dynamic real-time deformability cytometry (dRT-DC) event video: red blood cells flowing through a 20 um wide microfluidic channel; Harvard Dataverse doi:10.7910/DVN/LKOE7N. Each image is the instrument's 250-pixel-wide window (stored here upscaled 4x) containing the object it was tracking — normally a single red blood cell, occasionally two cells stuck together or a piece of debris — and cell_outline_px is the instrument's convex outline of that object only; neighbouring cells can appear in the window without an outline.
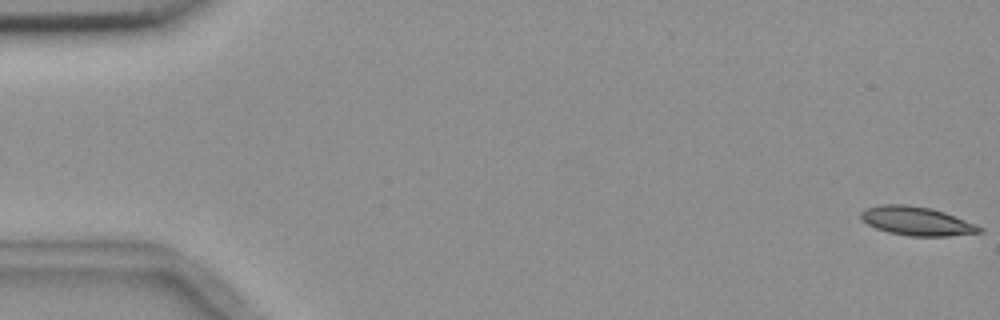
{"species": "common noctule bat (a hibernating species)", "species_latin": "Nyctalus noctula", "temperature_condition": "room temperature", "stored_images_in_passage": 3, "camera_frame_rate_fps": 3000, "um_per_image_px": 0.085, "animal": {"sex": "female", "body_mass_g": 18.4}, "frame": {"image": 1, "passage_image": 1, "time_ms": 0.0, "image_size_px": [1000, 320], "cell_outline_px": [[984, 228], [980, 232], [948, 236], [908, 236], [888, 232], [876, 228], [868, 224], [860, 216], [860, 212], [864, 208], [880, 204], [904, 204], [928, 208], [944, 212], [976, 224]], "centroid_in_image_um": [77.89, 18.79], "position_along_channel_um": 7.1, "area_um2": 19.77}}